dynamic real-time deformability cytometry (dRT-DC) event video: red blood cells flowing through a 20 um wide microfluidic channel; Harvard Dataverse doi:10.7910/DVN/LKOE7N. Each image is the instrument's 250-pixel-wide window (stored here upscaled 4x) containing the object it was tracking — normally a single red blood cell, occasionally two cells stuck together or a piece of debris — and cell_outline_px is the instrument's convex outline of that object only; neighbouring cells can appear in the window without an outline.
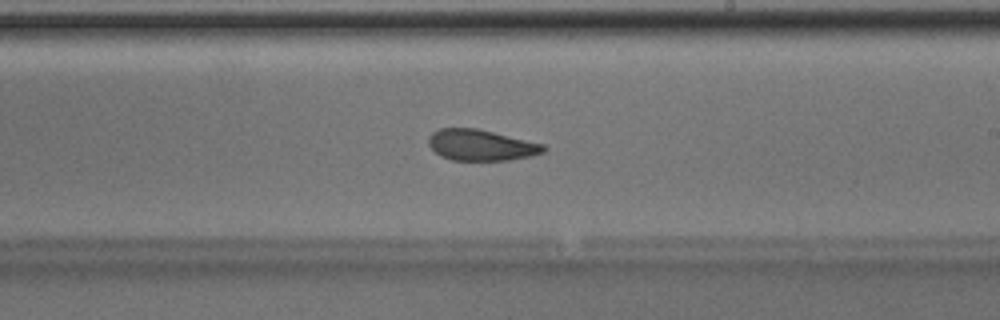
{"species": "Egyptian fruit bat (a non-hibernating species)", "species_latin": "Rousettus aegyptiacus", "temperature_condition": "room temperature", "stored_images_in_passage": 50, "camera_frame_rate_fps": 3000, "um_per_image_px": 0.085, "animal": {"sex": "male"}, "frame": {"image": 1, "passage_image": 29, "time_ms": 9.333, "image_size_px": [1000, 320], "cell_outline_px": [[548, 148], [544, 152], [532, 156], [508, 160], [452, 160], [440, 156], [428, 144], [428, 136], [432, 132], [440, 128], [476, 128], [544, 144]], "centroid_in_image_um": [40.89, 12.33], "position_along_channel_um": 248.1, "area_um2": 20.81}}
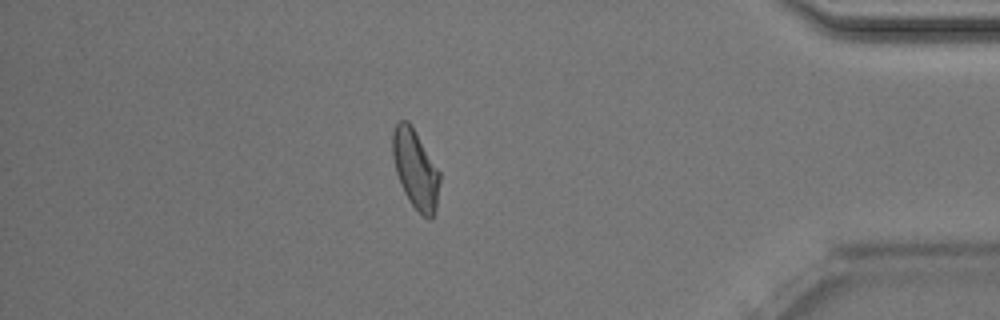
{"frame": {"image": 2, "passage_image": 43, "time_ms": 14.0, "image_size_px": [1000, 320], "cell_outline_px": [[440, 180], [436, 208], [432, 220], [428, 220], [412, 204], [404, 192], [400, 184], [396, 172], [392, 156], [392, 132], [396, 124], [400, 120], [408, 120], [440, 172]], "centroid_in_image_um": [35.31, 14.38], "position_along_channel_um": 399.9, "area_um2": 21.5}, "authors_computed_cell_mechanics": {"area_um2": 21.7617, "velocity_mm_per_s": 4.0275, "shape_relaxation_time_tau1_ms": null, "shape_relaxation_time_tau2_ms": 2.6526, "deformation_change_tau1": null, "deformation_change_tau2": 0.0784}}